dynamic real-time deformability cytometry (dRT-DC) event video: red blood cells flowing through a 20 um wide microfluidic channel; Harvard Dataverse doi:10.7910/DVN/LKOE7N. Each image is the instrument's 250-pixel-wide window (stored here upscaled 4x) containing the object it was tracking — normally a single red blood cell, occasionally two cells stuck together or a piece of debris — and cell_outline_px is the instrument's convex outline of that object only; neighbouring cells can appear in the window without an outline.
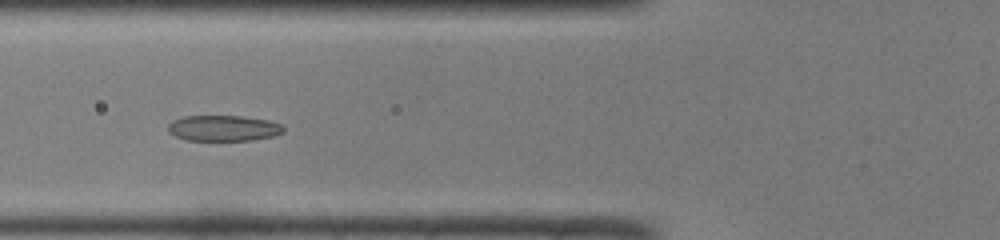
{"species": "common noctule bat (a hibernating species)", "species_latin": "Nyctalus noctula", "temperature_condition": "room temperature", "stored_images_in_passage": 41, "camera_frame_rate_fps": 3000, "um_per_image_px": 0.085, "animal": {"sex": "male", "body_mass_g": 19.0, "forearm_length_mm": 50.8}, "frame": {"image": 1, "passage_image": 11, "time_ms": 3.333, "image_size_px": [1000, 240], "cell_outline_px": [[284, 132], [276, 136], [252, 140], [188, 140], [176, 136], [168, 132], [168, 124], [172, 120], [184, 116], [240, 116], [268, 120], [280, 124], [284, 128]], "centroid_in_image_um": [19.0, 10.89], "position_along_channel_um": 106.8, "area_um2": 17.34}}
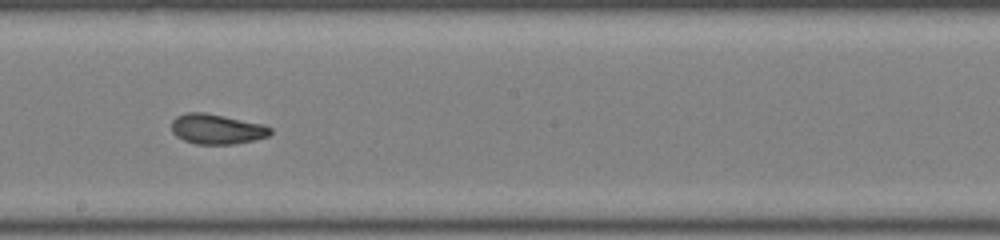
{"frame": {"image": 2, "passage_image": 20, "time_ms": 6.333, "image_size_px": [1000, 240], "cell_outline_px": [[272, 132], [268, 136], [252, 140], [232, 144], [196, 144], [184, 140], [176, 136], [172, 132], [172, 120], [176, 116], [188, 112], [204, 112], [264, 124], [272, 128]], "centroid_in_image_um": [18.42, 10.96], "position_along_channel_um": 229.8, "area_um2": 17.28}}
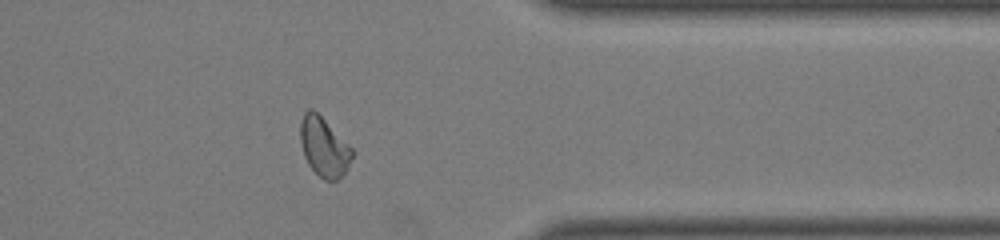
{"frame": {"image": 3, "passage_image": 32, "time_ms": 10.333, "image_size_px": [1000, 240], "cell_outline_px": [[352, 156], [344, 172], [336, 180], [324, 180], [308, 164], [304, 156], [300, 140], [300, 120], [304, 112], [308, 108], [312, 108], [352, 148]], "centroid_in_image_um": [27.49, 12.46], "position_along_channel_um": 383.9, "area_um2": 17.4}, "authors_computed_cell_mechanics": {"area_um2": 17.8024, "velocity_mm_per_s": 4.1067, "shape_relaxation_time_tau1_ms": 4.5836, "shape_relaxation_time_tau2_ms": 1.4976, "deformation_change_tau1": 0.1584, "deformation_change_tau2": 0.0708}}